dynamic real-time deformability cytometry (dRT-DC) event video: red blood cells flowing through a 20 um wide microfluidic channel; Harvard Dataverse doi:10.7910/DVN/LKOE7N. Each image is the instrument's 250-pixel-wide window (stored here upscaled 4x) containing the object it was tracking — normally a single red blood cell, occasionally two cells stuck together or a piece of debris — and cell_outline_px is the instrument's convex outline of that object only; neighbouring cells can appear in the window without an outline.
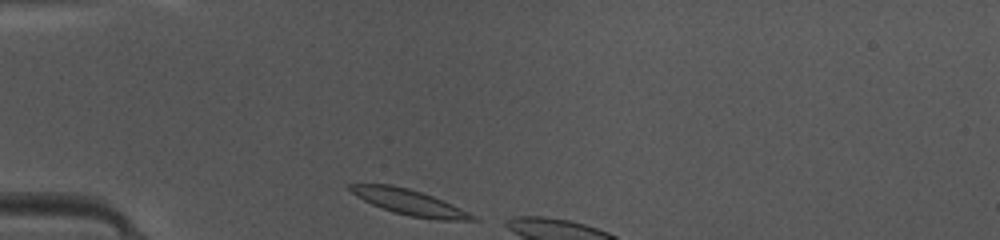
{"species": "common noctule bat (a hibernating species)", "species_latin": "Nyctalus noctula", "temperature_condition": "warm", "stored_images_in_passage": 4, "camera_frame_rate_fps": 3000, "um_per_image_px": 0.085, "animal": {"sex": "female", "body_mass_g": 10.0, "forearm_length_mm": 53.1}, "frame": {"image": 1, "passage_image": 1, "time_ms": 0.0, "image_size_px": [1000, 240], "cell_outline_px": [[480, 220], [436, 220], [412, 216], [396, 212], [372, 204], [356, 196], [344, 184], [392, 184], [408, 188], [432, 196], [452, 204], [480, 216]], "centroid_in_image_um": [34.86, 17.19], "position_along_channel_um": 50.1, "area_um2": 18.15}}